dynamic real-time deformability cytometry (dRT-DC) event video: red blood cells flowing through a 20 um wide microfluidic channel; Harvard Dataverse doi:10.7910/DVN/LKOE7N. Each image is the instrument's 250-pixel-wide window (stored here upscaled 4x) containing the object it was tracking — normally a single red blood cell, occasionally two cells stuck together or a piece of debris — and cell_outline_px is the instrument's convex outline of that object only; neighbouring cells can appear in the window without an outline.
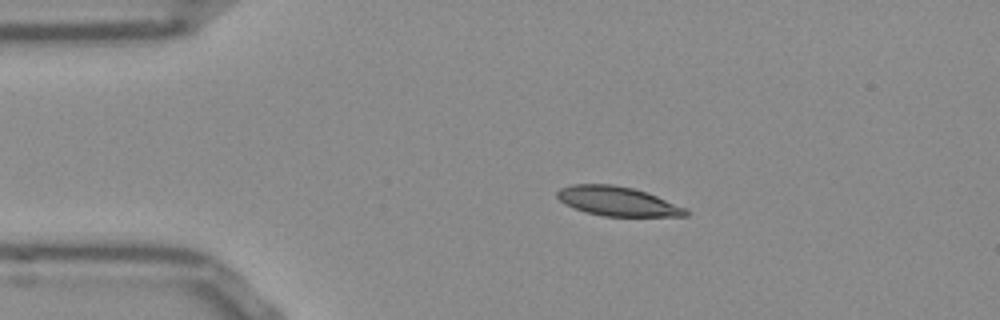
{"species": "Egyptian fruit bat (a non-hibernating species)", "species_latin": "Rousettus aegyptiacus", "temperature_condition": "room temperature", "stored_images_in_passage": 43, "camera_frame_rate_fps": 3000, "um_per_image_px": 0.085, "frame": {"image": 1, "passage_image": 1, "time_ms": 0.0, "image_size_px": [1000, 320], "cell_outline_px": [[688, 216], [604, 216], [584, 212], [560, 200], [556, 196], [556, 192], [560, 188], [572, 184], [612, 184], [632, 188], [656, 196], [688, 208]], "centroid_in_image_um": [52.5, 17.11], "position_along_channel_um": 32.5, "area_um2": 21.79}}
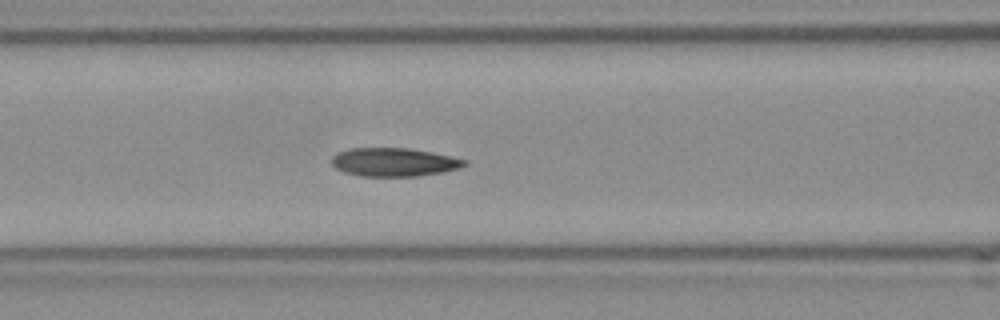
{"frame": {"image": 2, "passage_image": 12, "time_ms": 3.667, "image_size_px": [1000, 320], "cell_outline_px": [[468, 164], [460, 168], [440, 172], [416, 176], [360, 176], [344, 172], [336, 168], [332, 164], [332, 156], [336, 152], [348, 148], [408, 148], [432, 152], [452, 156], [468, 160]], "centroid_in_image_um": [33.48, 13.77], "position_along_channel_um": 133.1, "area_um2": 22.14}}
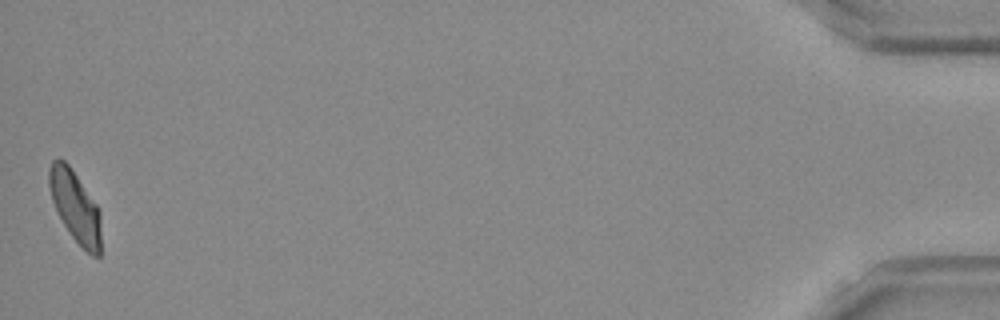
{"frame": {"image": 3, "passage_image": 43, "time_ms": 14.0, "image_size_px": [1000, 320], "cell_outline_px": [[100, 256], [92, 256], [72, 236], [64, 224], [52, 200], [48, 184], [48, 168], [52, 160], [64, 160], [68, 164], [100, 208]], "centroid_in_image_um": [6.4, 17.53], "position_along_channel_um": 428.8, "area_um2": 21.27}, "authors_computed_cell_mechanics": {"area_um2": 22.0796, "velocity_mm_per_s": 3.824, "shape_relaxation_time_tau1_ms": 4.588, "shape_relaxation_time_tau2_ms": 1.8615, "deformation_change_tau1": 0.1418, "deformation_change_tau2": 0.0579}}